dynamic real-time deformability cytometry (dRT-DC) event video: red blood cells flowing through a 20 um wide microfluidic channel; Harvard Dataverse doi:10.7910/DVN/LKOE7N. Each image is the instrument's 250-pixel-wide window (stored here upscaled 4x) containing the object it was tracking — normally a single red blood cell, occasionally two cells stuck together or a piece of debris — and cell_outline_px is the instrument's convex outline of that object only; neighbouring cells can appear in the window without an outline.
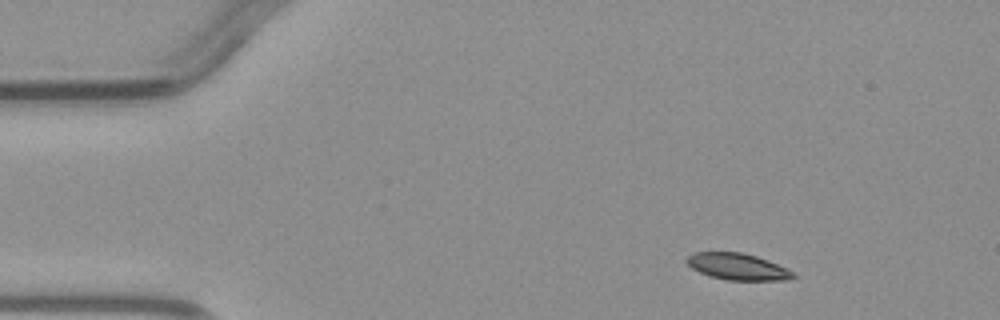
{"species": "common noctule bat (a hibernating species)", "species_latin": "Nyctalus noctula", "temperature_condition": "warm", "stored_images_in_passage": 3, "camera_frame_rate_fps": 3000, "um_per_image_px": 0.085, "animal": {"sex": "male", "body_mass_g": 23.1, "forearm_length_mm": 52.7}, "frame": {"image": 1, "passage_image": 1, "time_ms": 0.0, "image_size_px": [1000, 320], "cell_outline_px": [[796, 276], [792, 280], [728, 280], [708, 276], [692, 268], [684, 260], [692, 252], [740, 252], [756, 256], [768, 260], [788, 268]], "centroid_in_image_um": [62.7, 22.66], "position_along_channel_um": 22.3, "area_um2": 16.59}}
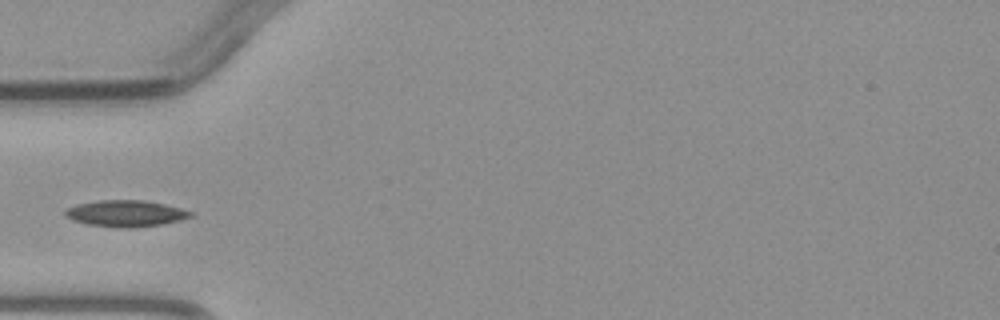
{"frame": {"image": 2, "passage_image": 3, "time_ms": 3.0, "image_size_px": [1000, 320], "cell_outline_px": [[196, 212], [192, 216], [180, 220], [164, 224], [132, 228], [120, 228], [88, 224], [72, 220], [64, 216], [64, 212], [68, 208], [76, 204], [100, 200], [144, 200], [164, 204]], "centroid_in_image_um": [10.7, 18.15], "position_along_channel_um": 74.3, "area_um2": 19.42}}